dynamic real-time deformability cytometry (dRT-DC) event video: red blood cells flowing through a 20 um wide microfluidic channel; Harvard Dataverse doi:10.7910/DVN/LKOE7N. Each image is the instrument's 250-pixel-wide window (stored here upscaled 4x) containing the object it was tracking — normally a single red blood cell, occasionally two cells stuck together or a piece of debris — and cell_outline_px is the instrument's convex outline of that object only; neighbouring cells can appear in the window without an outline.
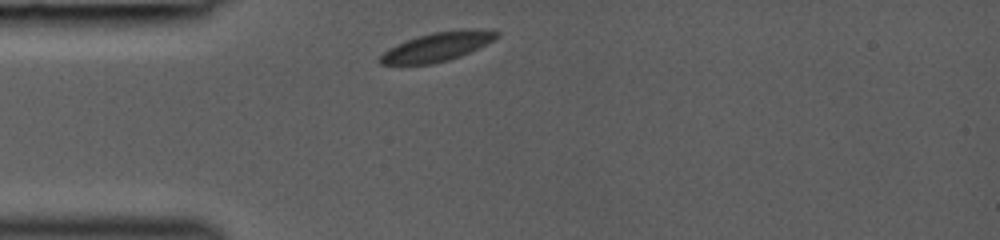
{"species": "common noctule bat (a hibernating species)", "species_latin": "Nyctalus noctula", "temperature_condition": "room temperature", "stored_images_in_passage": 28, "camera_frame_rate_fps": 3000, "um_per_image_px": 0.085, "animal": {"sex": "female", "body_mass_g": 19.0, "forearm_length_mm": 53.3}, "frame": {"image": 1, "passage_image": 1, "time_ms": 0.0, "image_size_px": [1000, 240], "cell_outline_px": [[500, 36], [460, 56], [448, 60], [432, 64], [380, 64], [376, 60], [384, 52], [396, 44], [432, 32], [464, 28], [476, 28], [500, 32]], "centroid_in_image_um": [37.16, 3.96], "position_along_channel_um": 47.8, "area_um2": 19.48}}
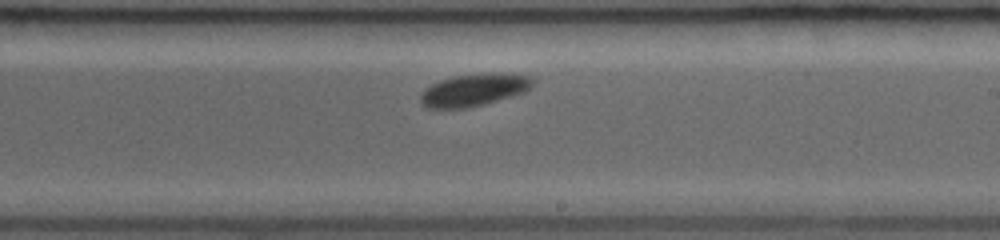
{"frame": {"image": 2, "passage_image": 16, "time_ms": 5.0, "image_size_px": [1000, 240], "cell_outline_px": [[532, 84], [524, 92], [512, 96], [484, 104], [468, 108], [424, 108], [420, 104], [420, 92], [424, 88], [440, 80], [456, 76], [496, 72], [528, 76], [532, 80]], "centroid_in_image_um": [40.21, 7.66], "position_along_channel_um": 248.8, "area_um2": 21.04}}
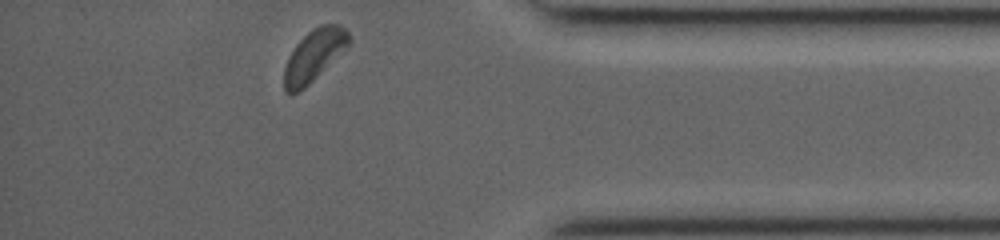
{"frame": {"image": 3, "passage_image": 28, "time_ms": 9.0, "image_size_px": [1000, 240], "cell_outline_px": [[352, 40], [348, 48], [300, 92], [292, 96], [284, 92], [284, 68], [296, 44], [308, 32], [320, 24], [340, 24], [348, 32]], "centroid_in_image_um": [26.72, 4.73], "position_along_channel_um": 408.5, "area_um2": 19.71}}